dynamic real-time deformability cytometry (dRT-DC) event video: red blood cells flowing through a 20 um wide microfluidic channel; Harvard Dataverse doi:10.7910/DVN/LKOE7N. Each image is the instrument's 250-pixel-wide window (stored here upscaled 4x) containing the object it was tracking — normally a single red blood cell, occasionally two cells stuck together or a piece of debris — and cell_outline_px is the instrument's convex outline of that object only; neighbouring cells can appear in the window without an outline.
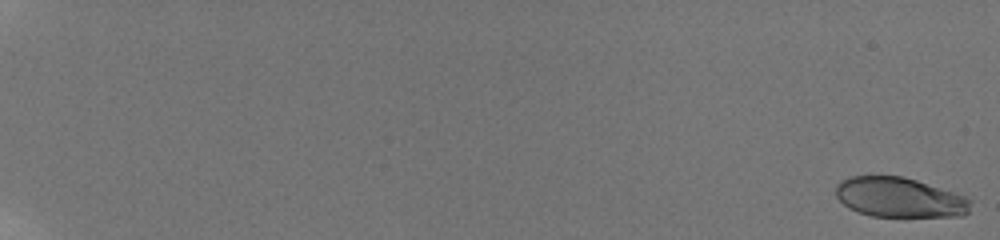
{"species": "human", "species_latin": "Homo sapiens", "temperature_condition": "room temperature", "stored_images_in_passage": 97, "camera_frame_rate_fps": 3000, "um_per_image_px": 0.085, "donor": {"sex": "male"}, "frame": {"image": 1, "passage_image": 1, "time_ms": 0.0, "image_size_px": [1000, 240], "cell_outline_px": [[972, 200], [968, 212], [964, 216], [872, 216], [848, 208], [836, 196], [836, 184], [840, 180], [848, 176], [904, 176], [964, 196]], "centroid_in_image_um": [76.43, 16.77], "position_along_channel_um": 8.6, "area_um2": 31.15}}
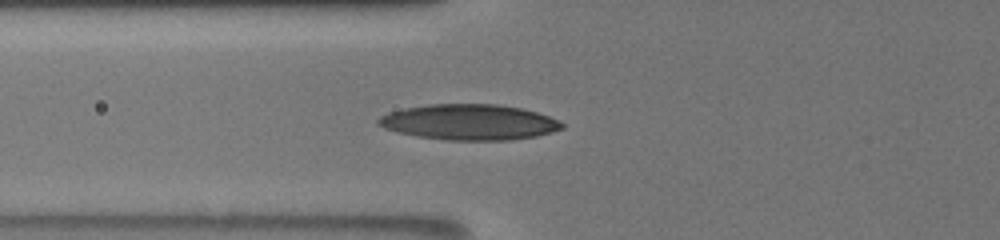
{"frame": {"image": 2, "passage_image": 41, "time_ms": 8.667, "image_size_px": [1000, 240], "cell_outline_px": [[564, 128], [552, 132], [536, 136], [508, 140], [448, 140], [416, 136], [384, 128], [376, 124], [376, 120], [380, 116], [388, 112], [404, 108], [428, 104], [500, 104], [520, 108], [536, 112], [548, 116], [564, 124]], "centroid_in_image_um": [39.86, 10.38], "position_along_channel_um": 85.9, "area_um2": 38.09}}
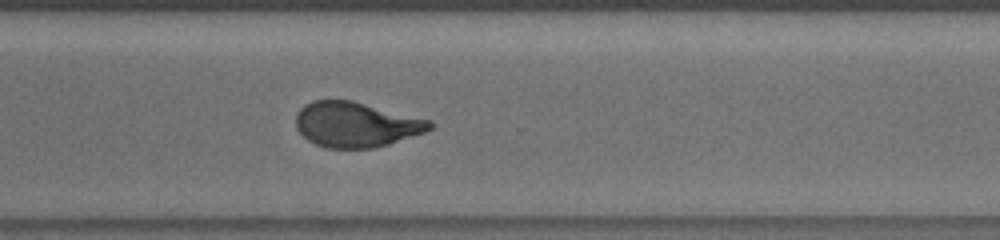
{"frame": {"image": 3, "passage_image": 72, "time_ms": 15.333, "image_size_px": [1000, 240], "cell_outline_px": [[436, 124], [432, 128], [424, 132], [388, 144], [372, 148], [324, 148], [308, 140], [296, 128], [296, 112], [304, 104], [312, 100], [352, 100], [432, 120]], "centroid_in_image_um": [30.26, 10.57], "position_along_channel_um": 340.3, "area_um2": 35.37}, "authors_computed_cell_mechanics": {"area_um2": 35.2002, "velocity_mm_per_s": 3.8267, "shape_relaxation_time_tau1_ms": 4.2583, "shape_relaxation_time_tau2_ms": 1.3532, "deformation_change_tau1": 0.1854, "deformation_change_tau2": 0.0783}}